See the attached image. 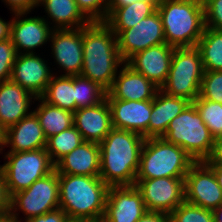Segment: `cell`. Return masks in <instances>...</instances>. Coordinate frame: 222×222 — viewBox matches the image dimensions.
Listing matches in <instances>:
<instances>
[{
    "label": "cell",
    "instance_id": "obj_1",
    "mask_svg": "<svg viewBox=\"0 0 222 222\" xmlns=\"http://www.w3.org/2000/svg\"><path fill=\"white\" fill-rule=\"evenodd\" d=\"M144 141L138 133L113 128L99 144V177L109 187L135 184Z\"/></svg>",
    "mask_w": 222,
    "mask_h": 222
},
{
    "label": "cell",
    "instance_id": "obj_2",
    "mask_svg": "<svg viewBox=\"0 0 222 222\" xmlns=\"http://www.w3.org/2000/svg\"><path fill=\"white\" fill-rule=\"evenodd\" d=\"M83 65L80 75L97 83L106 92L124 64L117 46V36L104 22L82 27Z\"/></svg>",
    "mask_w": 222,
    "mask_h": 222
},
{
    "label": "cell",
    "instance_id": "obj_3",
    "mask_svg": "<svg viewBox=\"0 0 222 222\" xmlns=\"http://www.w3.org/2000/svg\"><path fill=\"white\" fill-rule=\"evenodd\" d=\"M59 208L69 219L101 222L109 186L99 176L58 174Z\"/></svg>",
    "mask_w": 222,
    "mask_h": 222
},
{
    "label": "cell",
    "instance_id": "obj_4",
    "mask_svg": "<svg viewBox=\"0 0 222 222\" xmlns=\"http://www.w3.org/2000/svg\"><path fill=\"white\" fill-rule=\"evenodd\" d=\"M157 10L168 45L197 46L205 28L203 0H161Z\"/></svg>",
    "mask_w": 222,
    "mask_h": 222
},
{
    "label": "cell",
    "instance_id": "obj_5",
    "mask_svg": "<svg viewBox=\"0 0 222 222\" xmlns=\"http://www.w3.org/2000/svg\"><path fill=\"white\" fill-rule=\"evenodd\" d=\"M194 159L162 137L145 138L136 179L185 178Z\"/></svg>",
    "mask_w": 222,
    "mask_h": 222
},
{
    "label": "cell",
    "instance_id": "obj_6",
    "mask_svg": "<svg viewBox=\"0 0 222 222\" xmlns=\"http://www.w3.org/2000/svg\"><path fill=\"white\" fill-rule=\"evenodd\" d=\"M161 137L181 147L195 162L206 160L214 141L193 103L171 120Z\"/></svg>",
    "mask_w": 222,
    "mask_h": 222
},
{
    "label": "cell",
    "instance_id": "obj_7",
    "mask_svg": "<svg viewBox=\"0 0 222 222\" xmlns=\"http://www.w3.org/2000/svg\"><path fill=\"white\" fill-rule=\"evenodd\" d=\"M204 73L201 53L196 46L175 48L168 77L160 90L193 103L199 96Z\"/></svg>",
    "mask_w": 222,
    "mask_h": 222
},
{
    "label": "cell",
    "instance_id": "obj_8",
    "mask_svg": "<svg viewBox=\"0 0 222 222\" xmlns=\"http://www.w3.org/2000/svg\"><path fill=\"white\" fill-rule=\"evenodd\" d=\"M5 151L6 149L1 153L4 154L2 157L5 161L0 165V171L10 196L55 170V164L46 148L25 152Z\"/></svg>",
    "mask_w": 222,
    "mask_h": 222
},
{
    "label": "cell",
    "instance_id": "obj_9",
    "mask_svg": "<svg viewBox=\"0 0 222 222\" xmlns=\"http://www.w3.org/2000/svg\"><path fill=\"white\" fill-rule=\"evenodd\" d=\"M59 208V180L56 170L11 196V213L20 221ZM20 213L23 217H20Z\"/></svg>",
    "mask_w": 222,
    "mask_h": 222
},
{
    "label": "cell",
    "instance_id": "obj_10",
    "mask_svg": "<svg viewBox=\"0 0 222 222\" xmlns=\"http://www.w3.org/2000/svg\"><path fill=\"white\" fill-rule=\"evenodd\" d=\"M185 178L135 179L147 211L170 214L185 201Z\"/></svg>",
    "mask_w": 222,
    "mask_h": 222
},
{
    "label": "cell",
    "instance_id": "obj_11",
    "mask_svg": "<svg viewBox=\"0 0 222 222\" xmlns=\"http://www.w3.org/2000/svg\"><path fill=\"white\" fill-rule=\"evenodd\" d=\"M185 202L209 209L222 204V188L213 170L204 162H195L184 179Z\"/></svg>",
    "mask_w": 222,
    "mask_h": 222
},
{
    "label": "cell",
    "instance_id": "obj_12",
    "mask_svg": "<svg viewBox=\"0 0 222 222\" xmlns=\"http://www.w3.org/2000/svg\"><path fill=\"white\" fill-rule=\"evenodd\" d=\"M49 44L51 58L56 67L60 69L54 74L80 75L83 65L82 28L53 29Z\"/></svg>",
    "mask_w": 222,
    "mask_h": 222
},
{
    "label": "cell",
    "instance_id": "obj_13",
    "mask_svg": "<svg viewBox=\"0 0 222 222\" xmlns=\"http://www.w3.org/2000/svg\"><path fill=\"white\" fill-rule=\"evenodd\" d=\"M164 43L166 40L158 10L142 19L134 27L125 29L117 35V46L124 63L136 53Z\"/></svg>",
    "mask_w": 222,
    "mask_h": 222
},
{
    "label": "cell",
    "instance_id": "obj_14",
    "mask_svg": "<svg viewBox=\"0 0 222 222\" xmlns=\"http://www.w3.org/2000/svg\"><path fill=\"white\" fill-rule=\"evenodd\" d=\"M30 14L11 15L10 39L18 54L36 53V49L39 47L42 49V46L50 42L53 28L41 15L30 16Z\"/></svg>",
    "mask_w": 222,
    "mask_h": 222
},
{
    "label": "cell",
    "instance_id": "obj_15",
    "mask_svg": "<svg viewBox=\"0 0 222 222\" xmlns=\"http://www.w3.org/2000/svg\"><path fill=\"white\" fill-rule=\"evenodd\" d=\"M18 54L12 67L10 80L19 84L22 88L32 93L36 98L41 97L50 82L54 67L50 68L52 62L45 60L40 53ZM43 57V58H42ZM51 63V64H50Z\"/></svg>",
    "mask_w": 222,
    "mask_h": 222
},
{
    "label": "cell",
    "instance_id": "obj_16",
    "mask_svg": "<svg viewBox=\"0 0 222 222\" xmlns=\"http://www.w3.org/2000/svg\"><path fill=\"white\" fill-rule=\"evenodd\" d=\"M147 212L141 193L132 186H110L101 222H137Z\"/></svg>",
    "mask_w": 222,
    "mask_h": 222
},
{
    "label": "cell",
    "instance_id": "obj_17",
    "mask_svg": "<svg viewBox=\"0 0 222 222\" xmlns=\"http://www.w3.org/2000/svg\"><path fill=\"white\" fill-rule=\"evenodd\" d=\"M115 129L138 133L148 138V124L152 112V100L130 101L106 98Z\"/></svg>",
    "mask_w": 222,
    "mask_h": 222
},
{
    "label": "cell",
    "instance_id": "obj_18",
    "mask_svg": "<svg viewBox=\"0 0 222 222\" xmlns=\"http://www.w3.org/2000/svg\"><path fill=\"white\" fill-rule=\"evenodd\" d=\"M174 49L167 43L151 46L133 55L126 64L161 88L168 77Z\"/></svg>",
    "mask_w": 222,
    "mask_h": 222
},
{
    "label": "cell",
    "instance_id": "obj_19",
    "mask_svg": "<svg viewBox=\"0 0 222 222\" xmlns=\"http://www.w3.org/2000/svg\"><path fill=\"white\" fill-rule=\"evenodd\" d=\"M159 89L152 81L124 63L119 68L105 98L130 101L153 100Z\"/></svg>",
    "mask_w": 222,
    "mask_h": 222
},
{
    "label": "cell",
    "instance_id": "obj_20",
    "mask_svg": "<svg viewBox=\"0 0 222 222\" xmlns=\"http://www.w3.org/2000/svg\"><path fill=\"white\" fill-rule=\"evenodd\" d=\"M36 97L11 80L0 83V123L8 129L30 115Z\"/></svg>",
    "mask_w": 222,
    "mask_h": 222
},
{
    "label": "cell",
    "instance_id": "obj_21",
    "mask_svg": "<svg viewBox=\"0 0 222 222\" xmlns=\"http://www.w3.org/2000/svg\"><path fill=\"white\" fill-rule=\"evenodd\" d=\"M74 126L84 141L100 144L113 129L107 99L93 107L77 109L74 112Z\"/></svg>",
    "mask_w": 222,
    "mask_h": 222
},
{
    "label": "cell",
    "instance_id": "obj_22",
    "mask_svg": "<svg viewBox=\"0 0 222 222\" xmlns=\"http://www.w3.org/2000/svg\"><path fill=\"white\" fill-rule=\"evenodd\" d=\"M55 170L58 174L99 176L100 145L83 141L55 164Z\"/></svg>",
    "mask_w": 222,
    "mask_h": 222
},
{
    "label": "cell",
    "instance_id": "obj_23",
    "mask_svg": "<svg viewBox=\"0 0 222 222\" xmlns=\"http://www.w3.org/2000/svg\"><path fill=\"white\" fill-rule=\"evenodd\" d=\"M46 145L47 139L33 112L7 129L5 147L10 149L7 152L34 151Z\"/></svg>",
    "mask_w": 222,
    "mask_h": 222
},
{
    "label": "cell",
    "instance_id": "obj_24",
    "mask_svg": "<svg viewBox=\"0 0 222 222\" xmlns=\"http://www.w3.org/2000/svg\"><path fill=\"white\" fill-rule=\"evenodd\" d=\"M39 7H43L47 15L43 18L53 29H76L91 23L75 0H39Z\"/></svg>",
    "mask_w": 222,
    "mask_h": 222
},
{
    "label": "cell",
    "instance_id": "obj_25",
    "mask_svg": "<svg viewBox=\"0 0 222 222\" xmlns=\"http://www.w3.org/2000/svg\"><path fill=\"white\" fill-rule=\"evenodd\" d=\"M191 102L187 99L170 96L158 90L152 100V112L148 124V138L161 137L176 116H178Z\"/></svg>",
    "mask_w": 222,
    "mask_h": 222
},
{
    "label": "cell",
    "instance_id": "obj_26",
    "mask_svg": "<svg viewBox=\"0 0 222 222\" xmlns=\"http://www.w3.org/2000/svg\"><path fill=\"white\" fill-rule=\"evenodd\" d=\"M159 2L135 1L130 5L114 9L104 23L117 36L121 31L138 24L142 19L157 11Z\"/></svg>",
    "mask_w": 222,
    "mask_h": 222
},
{
    "label": "cell",
    "instance_id": "obj_27",
    "mask_svg": "<svg viewBox=\"0 0 222 222\" xmlns=\"http://www.w3.org/2000/svg\"><path fill=\"white\" fill-rule=\"evenodd\" d=\"M35 103L38 105L32 106V110L39 120L46 139L74 125L73 112L50 105L41 97H37Z\"/></svg>",
    "mask_w": 222,
    "mask_h": 222
},
{
    "label": "cell",
    "instance_id": "obj_28",
    "mask_svg": "<svg viewBox=\"0 0 222 222\" xmlns=\"http://www.w3.org/2000/svg\"><path fill=\"white\" fill-rule=\"evenodd\" d=\"M41 98L50 105L75 112L74 76L53 74Z\"/></svg>",
    "mask_w": 222,
    "mask_h": 222
},
{
    "label": "cell",
    "instance_id": "obj_29",
    "mask_svg": "<svg viewBox=\"0 0 222 222\" xmlns=\"http://www.w3.org/2000/svg\"><path fill=\"white\" fill-rule=\"evenodd\" d=\"M196 47L200 50L205 71L222 70V29L205 27Z\"/></svg>",
    "mask_w": 222,
    "mask_h": 222
},
{
    "label": "cell",
    "instance_id": "obj_30",
    "mask_svg": "<svg viewBox=\"0 0 222 222\" xmlns=\"http://www.w3.org/2000/svg\"><path fill=\"white\" fill-rule=\"evenodd\" d=\"M83 141L81 133L73 125L61 133L49 137L47 139L46 151L52 162L56 164L62 157L77 148Z\"/></svg>",
    "mask_w": 222,
    "mask_h": 222
},
{
    "label": "cell",
    "instance_id": "obj_31",
    "mask_svg": "<svg viewBox=\"0 0 222 222\" xmlns=\"http://www.w3.org/2000/svg\"><path fill=\"white\" fill-rule=\"evenodd\" d=\"M74 90L76 110L93 107L106 97V91L102 87L81 75L74 76Z\"/></svg>",
    "mask_w": 222,
    "mask_h": 222
},
{
    "label": "cell",
    "instance_id": "obj_32",
    "mask_svg": "<svg viewBox=\"0 0 222 222\" xmlns=\"http://www.w3.org/2000/svg\"><path fill=\"white\" fill-rule=\"evenodd\" d=\"M193 104L209 129L210 134L214 138L222 135V104L199 96L194 100Z\"/></svg>",
    "mask_w": 222,
    "mask_h": 222
},
{
    "label": "cell",
    "instance_id": "obj_33",
    "mask_svg": "<svg viewBox=\"0 0 222 222\" xmlns=\"http://www.w3.org/2000/svg\"><path fill=\"white\" fill-rule=\"evenodd\" d=\"M170 222H214L213 212L183 202L169 214Z\"/></svg>",
    "mask_w": 222,
    "mask_h": 222
},
{
    "label": "cell",
    "instance_id": "obj_34",
    "mask_svg": "<svg viewBox=\"0 0 222 222\" xmlns=\"http://www.w3.org/2000/svg\"><path fill=\"white\" fill-rule=\"evenodd\" d=\"M199 97L222 104V70L205 71Z\"/></svg>",
    "mask_w": 222,
    "mask_h": 222
},
{
    "label": "cell",
    "instance_id": "obj_35",
    "mask_svg": "<svg viewBox=\"0 0 222 222\" xmlns=\"http://www.w3.org/2000/svg\"><path fill=\"white\" fill-rule=\"evenodd\" d=\"M17 55L16 48L10 38L0 42V83L10 80Z\"/></svg>",
    "mask_w": 222,
    "mask_h": 222
},
{
    "label": "cell",
    "instance_id": "obj_36",
    "mask_svg": "<svg viewBox=\"0 0 222 222\" xmlns=\"http://www.w3.org/2000/svg\"><path fill=\"white\" fill-rule=\"evenodd\" d=\"M79 9L91 22H104L109 0H75Z\"/></svg>",
    "mask_w": 222,
    "mask_h": 222
},
{
    "label": "cell",
    "instance_id": "obj_37",
    "mask_svg": "<svg viewBox=\"0 0 222 222\" xmlns=\"http://www.w3.org/2000/svg\"><path fill=\"white\" fill-rule=\"evenodd\" d=\"M205 27L222 29V0H203Z\"/></svg>",
    "mask_w": 222,
    "mask_h": 222
},
{
    "label": "cell",
    "instance_id": "obj_38",
    "mask_svg": "<svg viewBox=\"0 0 222 222\" xmlns=\"http://www.w3.org/2000/svg\"><path fill=\"white\" fill-rule=\"evenodd\" d=\"M11 14L32 13L38 9L39 0H1ZM37 8V9H36Z\"/></svg>",
    "mask_w": 222,
    "mask_h": 222
},
{
    "label": "cell",
    "instance_id": "obj_39",
    "mask_svg": "<svg viewBox=\"0 0 222 222\" xmlns=\"http://www.w3.org/2000/svg\"><path fill=\"white\" fill-rule=\"evenodd\" d=\"M68 215L61 208H57L43 215H39L22 222H67Z\"/></svg>",
    "mask_w": 222,
    "mask_h": 222
},
{
    "label": "cell",
    "instance_id": "obj_40",
    "mask_svg": "<svg viewBox=\"0 0 222 222\" xmlns=\"http://www.w3.org/2000/svg\"><path fill=\"white\" fill-rule=\"evenodd\" d=\"M204 162L207 165H222V135L214 138L211 152Z\"/></svg>",
    "mask_w": 222,
    "mask_h": 222
},
{
    "label": "cell",
    "instance_id": "obj_41",
    "mask_svg": "<svg viewBox=\"0 0 222 222\" xmlns=\"http://www.w3.org/2000/svg\"><path fill=\"white\" fill-rule=\"evenodd\" d=\"M11 213V196L0 171V216Z\"/></svg>",
    "mask_w": 222,
    "mask_h": 222
},
{
    "label": "cell",
    "instance_id": "obj_42",
    "mask_svg": "<svg viewBox=\"0 0 222 222\" xmlns=\"http://www.w3.org/2000/svg\"><path fill=\"white\" fill-rule=\"evenodd\" d=\"M137 222H170V218L163 212L147 211Z\"/></svg>",
    "mask_w": 222,
    "mask_h": 222
},
{
    "label": "cell",
    "instance_id": "obj_43",
    "mask_svg": "<svg viewBox=\"0 0 222 222\" xmlns=\"http://www.w3.org/2000/svg\"><path fill=\"white\" fill-rule=\"evenodd\" d=\"M135 1H139V0H109L108 3V12H107V16L116 8L118 7H124L127 5L132 4ZM143 1H149V2H160L161 0H143Z\"/></svg>",
    "mask_w": 222,
    "mask_h": 222
},
{
    "label": "cell",
    "instance_id": "obj_44",
    "mask_svg": "<svg viewBox=\"0 0 222 222\" xmlns=\"http://www.w3.org/2000/svg\"><path fill=\"white\" fill-rule=\"evenodd\" d=\"M11 21L12 17L7 21L0 17V42L10 38Z\"/></svg>",
    "mask_w": 222,
    "mask_h": 222
},
{
    "label": "cell",
    "instance_id": "obj_45",
    "mask_svg": "<svg viewBox=\"0 0 222 222\" xmlns=\"http://www.w3.org/2000/svg\"><path fill=\"white\" fill-rule=\"evenodd\" d=\"M214 172L219 186L222 188V165H208Z\"/></svg>",
    "mask_w": 222,
    "mask_h": 222
},
{
    "label": "cell",
    "instance_id": "obj_46",
    "mask_svg": "<svg viewBox=\"0 0 222 222\" xmlns=\"http://www.w3.org/2000/svg\"><path fill=\"white\" fill-rule=\"evenodd\" d=\"M6 133L7 129L0 123V155L6 146Z\"/></svg>",
    "mask_w": 222,
    "mask_h": 222
},
{
    "label": "cell",
    "instance_id": "obj_47",
    "mask_svg": "<svg viewBox=\"0 0 222 222\" xmlns=\"http://www.w3.org/2000/svg\"><path fill=\"white\" fill-rule=\"evenodd\" d=\"M0 222H20L12 213L1 215Z\"/></svg>",
    "mask_w": 222,
    "mask_h": 222
},
{
    "label": "cell",
    "instance_id": "obj_48",
    "mask_svg": "<svg viewBox=\"0 0 222 222\" xmlns=\"http://www.w3.org/2000/svg\"><path fill=\"white\" fill-rule=\"evenodd\" d=\"M212 212L214 216V222H222V204Z\"/></svg>",
    "mask_w": 222,
    "mask_h": 222
},
{
    "label": "cell",
    "instance_id": "obj_49",
    "mask_svg": "<svg viewBox=\"0 0 222 222\" xmlns=\"http://www.w3.org/2000/svg\"><path fill=\"white\" fill-rule=\"evenodd\" d=\"M67 222H94V221L87 220V219H68Z\"/></svg>",
    "mask_w": 222,
    "mask_h": 222
}]
</instances>
